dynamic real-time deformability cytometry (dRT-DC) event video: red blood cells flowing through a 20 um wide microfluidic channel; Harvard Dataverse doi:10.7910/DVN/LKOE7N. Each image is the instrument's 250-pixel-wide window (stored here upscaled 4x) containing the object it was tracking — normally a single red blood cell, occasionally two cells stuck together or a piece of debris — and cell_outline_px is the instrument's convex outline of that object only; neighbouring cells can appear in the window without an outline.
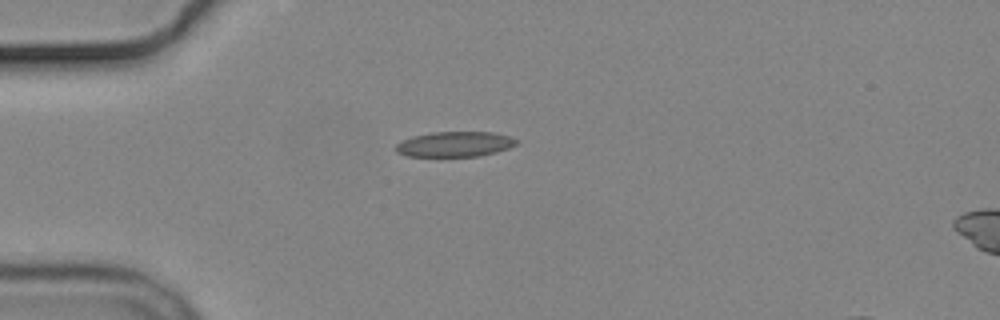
{"species": "common noctule bat (a hibernating species)", "species_latin": "Nyctalus noctula", "temperature_condition": "cold", "stored_images_in_passage": 3, "camera_frame_rate_fps": 3000, "um_per_image_px": 0.085, "animal": {"sex": "male", "body_mass_g": 19.2, "forearm_length_mm": 51.8}, "frame": {"image": 1, "passage_image": 1, "time_ms": 0.0, "image_size_px": [1000, 320], "cell_outline_px": [[520, 140], [516, 144], [508, 148], [496, 152], [476, 156], [408, 156], [396, 152], [396, 144], [412, 136], [432, 132], [492, 132], [508, 136]], "centroid_in_image_um": [38.66, 12.25], "position_along_channel_um": 46.3, "area_um2": 17.57}}
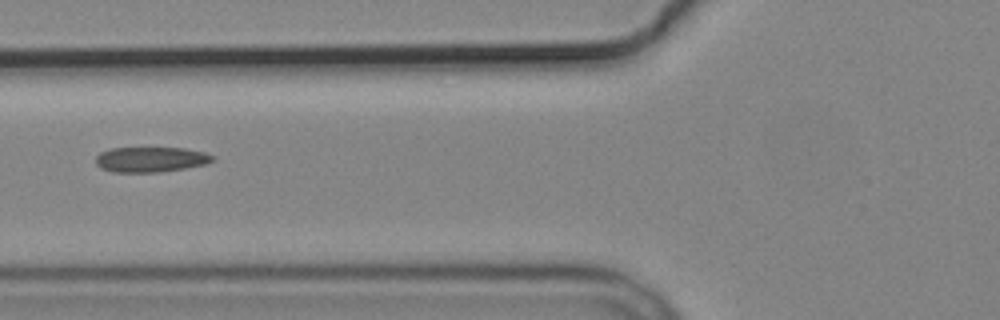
{"frame": {"image": 2, "passage_image": 3, "time_ms": 2.333, "image_size_px": [1000, 320], "cell_outline_px": [[216, 160], [204, 164], [184, 168], [156, 172], [112, 172], [100, 168], [96, 164], [96, 156], [100, 152], [108, 148], [184, 148], [204, 152], [212, 156]], "centroid_in_image_um": [12.76, 13.55], "position_along_channel_um": 113.0, "area_um2": 17.11}}